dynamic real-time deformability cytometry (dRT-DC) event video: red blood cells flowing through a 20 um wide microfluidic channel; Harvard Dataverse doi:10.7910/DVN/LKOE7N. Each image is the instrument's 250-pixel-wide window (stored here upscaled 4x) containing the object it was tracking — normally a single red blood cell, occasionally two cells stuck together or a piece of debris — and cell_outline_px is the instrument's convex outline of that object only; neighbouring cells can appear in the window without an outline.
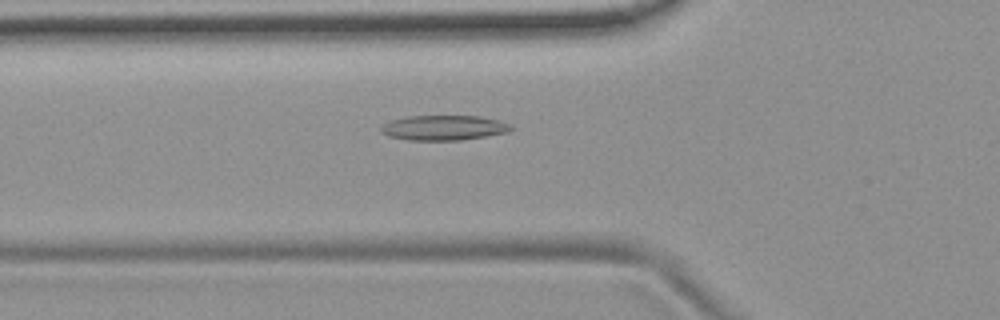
{"species": "common noctule bat (a hibernating species)", "species_latin": "Nyctalus noctula", "temperature_condition": "room temperature", "stored_images_in_passage": 44, "camera_frame_rate_fps": 3000, "um_per_image_px": 0.085, "animal": {"sex": "female", "body_mass_g": 19.9}, "frame": {"image": 1, "passage_image": 19, "time_ms": 6.0, "image_size_px": [1000, 320], "cell_outline_px": [[516, 128], [508, 132], [460, 140], [408, 140], [388, 136], [380, 132], [380, 128], [384, 124], [392, 120], [404, 116], [480, 116], [500, 120], [512, 124]], "centroid_in_image_um": [37.75, 10.85], "position_along_channel_um": 88.1, "area_um2": 19.07}}
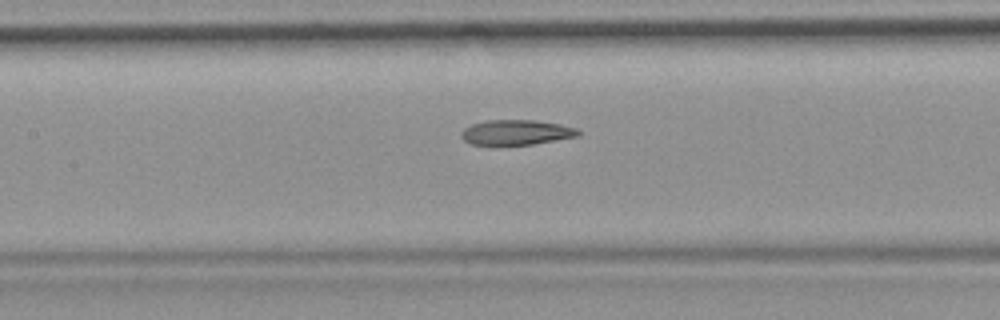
{"frame": {"image": 2, "passage_image": 25, "time_ms": 8.0, "image_size_px": [1000, 320], "cell_outline_px": [[580, 136], [532, 144], [472, 144], [464, 140], [460, 136], [460, 132], [464, 128], [472, 124], [488, 120], [536, 120], [560, 124], [576, 128], [580, 132]], "centroid_in_image_um": [43.89, 11.24], "position_along_channel_um": 163.5, "area_um2": 16.94}}
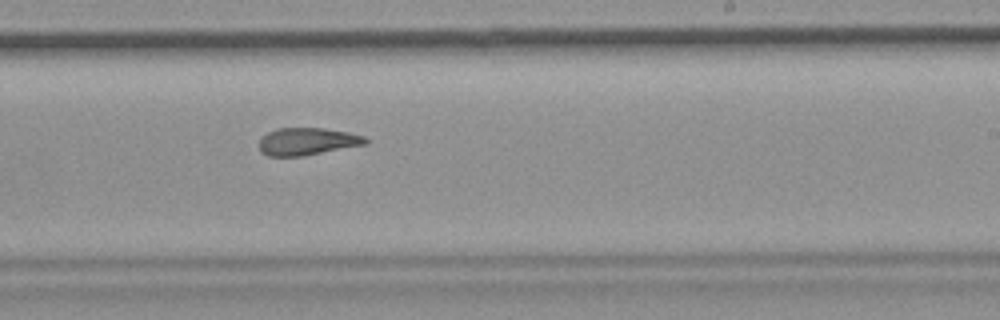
{"frame": {"image": 3, "passage_image": 33, "time_ms": 10.667, "image_size_px": [1000, 320], "cell_outline_px": [[368, 144], [304, 156], [268, 156], [260, 152], [260, 140], [268, 132], [276, 128], [324, 128], [348, 132], [364, 136], [368, 140]], "centroid_in_image_um": [26.14, 12.03], "position_along_channel_um": 262.9, "area_um2": 17.05}, "authors_computed_cell_mechanics": {"area_um2": 18.8428, "velocity_mm_per_s": 3.746, "shape_relaxation_time_tau1_ms": null, "shape_relaxation_time_tau2_ms": 5.6172, "deformation_change_tau1": null, "deformation_change_tau2": 0.15}}